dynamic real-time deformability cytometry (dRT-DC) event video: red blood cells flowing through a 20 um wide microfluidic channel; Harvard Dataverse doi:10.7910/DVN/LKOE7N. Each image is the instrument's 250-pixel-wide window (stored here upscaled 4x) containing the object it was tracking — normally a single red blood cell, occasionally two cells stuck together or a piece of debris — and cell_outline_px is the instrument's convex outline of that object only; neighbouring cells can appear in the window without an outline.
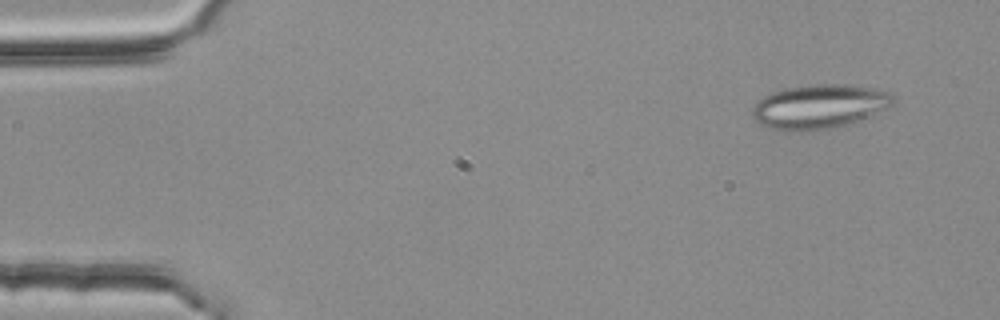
{"species": "common noctule bat (a hibernating species)", "species_latin": "Nyctalus noctula", "temperature_condition": "room temperature", "stored_images_in_passage": 5, "camera_frame_rate_fps": 3000, "um_per_image_px": 0.085, "animal": {"sex": "female", "body_mass_g": 25.1}, "frame": {"image": 1, "passage_image": 1, "time_ms": 0.0, "image_size_px": [1000, 320], "cell_outline_px": [[896, 100], [888, 108], [848, 124], [832, 128], [808, 132], [800, 132], [768, 128], [760, 124], [752, 116], [752, 108], [764, 96], [772, 92], [788, 88], [812, 84], [848, 84], [872, 88], [888, 92]], "centroid_in_image_um": [69.63, 9.07], "position_along_channel_um": 15.4, "area_um2": 36.24}}